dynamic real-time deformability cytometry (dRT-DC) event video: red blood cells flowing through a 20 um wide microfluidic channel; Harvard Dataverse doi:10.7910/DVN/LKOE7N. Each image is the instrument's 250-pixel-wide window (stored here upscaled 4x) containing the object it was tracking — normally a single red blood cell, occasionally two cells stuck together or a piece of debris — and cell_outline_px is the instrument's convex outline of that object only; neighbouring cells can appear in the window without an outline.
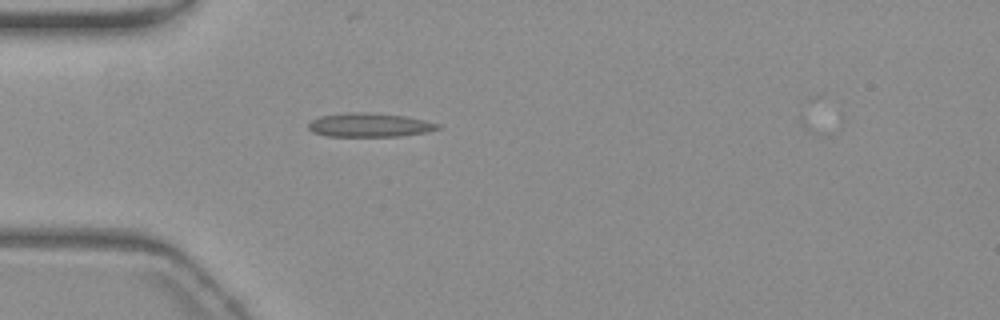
{"species": "common noctule bat (a hibernating species)", "species_latin": "Nyctalus noctula", "temperature_condition": "warm", "stored_images_in_passage": 30, "camera_frame_rate_fps": 3000, "um_per_image_px": 0.085, "animal": {"sex": "female", "body_mass_g": 19.3, "forearm_length_mm": 54.1}, "frame": {"image": 1, "passage_image": 1, "time_ms": 0.0, "image_size_px": [1000, 320], "cell_outline_px": [[440, 128], [424, 132], [400, 136], [328, 136], [312, 132], [308, 128], [308, 124], [312, 120], [320, 116], [348, 112], [364, 112], [404, 116], [424, 120], [440, 124]], "centroid_in_image_um": [31.37, 10.62], "position_along_channel_um": 53.6, "area_um2": 17.8}}
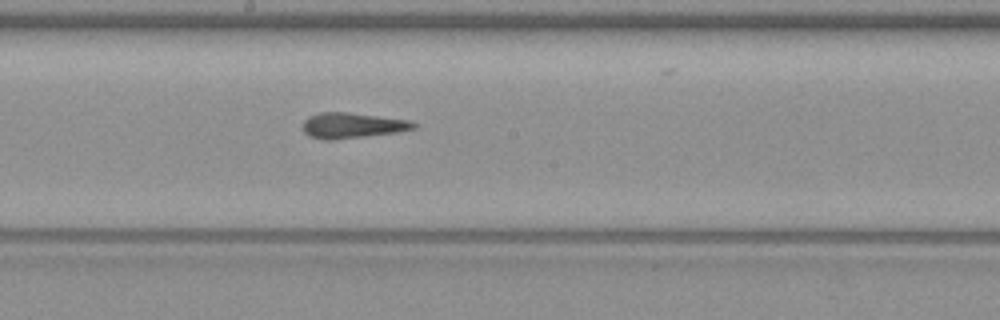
{"frame": {"image": 2, "passage_image": 15, "time_ms": 4.667, "image_size_px": [1000, 320], "cell_outline_px": [[416, 128], [396, 132], [332, 140], [324, 140], [308, 136], [304, 132], [304, 120], [308, 116], [320, 112], [348, 112], [412, 120], [416, 124]], "centroid_in_image_um": [29.93, 10.65], "position_along_channel_um": 218.3, "area_um2": 16.47}}
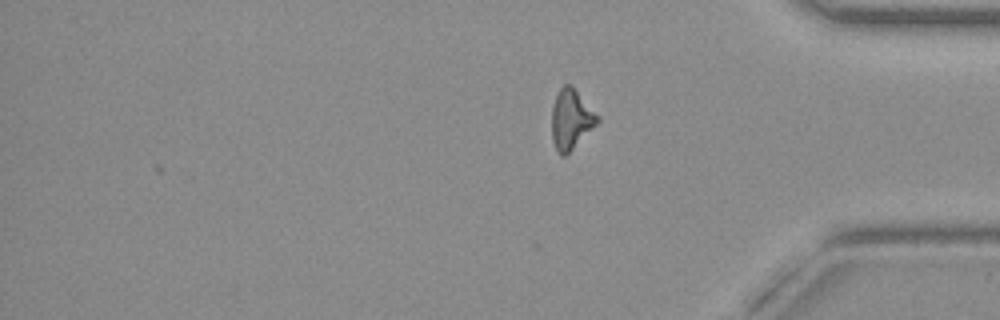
{"frame": {"image": 3, "passage_image": 30, "time_ms": 9.667, "image_size_px": [1000, 320], "cell_outline_px": [[600, 120], [564, 156], [560, 156], [552, 140], [552, 104], [560, 88], [564, 84], [572, 84], [600, 116]], "centroid_in_image_um": [48.54, 10.08], "position_along_channel_um": 386.7, "area_um2": 15.84}, "authors_computed_cell_mechanics": {"area_um2": 16.473, "velocity_mm_per_s": 3.6892, "shape_relaxation_time_tau1_ms": null, "shape_relaxation_time_tau2_ms": 2.7212, "deformation_change_tau1": null, "deformation_change_tau2": 0.0902}}